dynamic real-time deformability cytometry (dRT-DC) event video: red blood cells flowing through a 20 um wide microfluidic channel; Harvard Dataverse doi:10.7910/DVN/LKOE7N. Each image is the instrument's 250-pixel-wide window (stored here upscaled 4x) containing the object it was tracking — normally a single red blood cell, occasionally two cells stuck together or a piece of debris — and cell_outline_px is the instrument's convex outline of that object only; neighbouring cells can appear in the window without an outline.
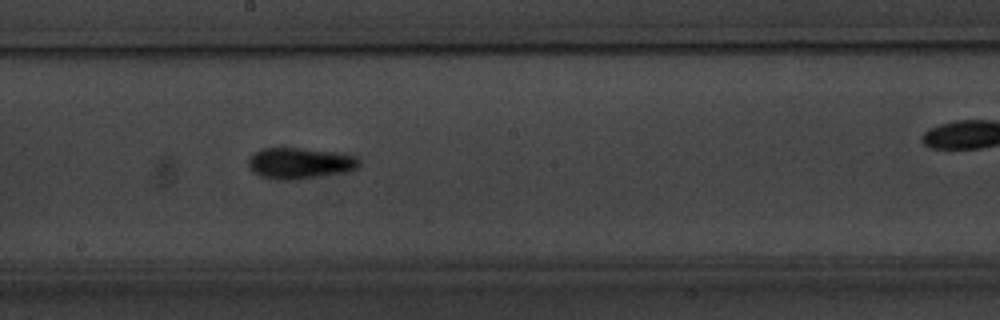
{"species": "common noctule bat (a hibernating species)", "species_latin": "Nyctalus noctula", "temperature_condition": "warm", "stored_images_in_passage": 7, "camera_frame_rate_fps": 3000, "um_per_image_px": 0.085, "animal": {"sex": "male", "body_mass_g": 20.1, "forearm_length_mm": 53.5}, "frame": {"image": 1, "passage_image": 6, "time_ms": 6.667, "image_size_px": [1000, 320], "cell_outline_px": [[360, 168], [344, 172], [296, 180], [280, 180], [260, 176], [252, 172], [248, 168], [248, 156], [260, 148], [300, 148], [340, 152], [360, 156]], "centroid_in_image_um": [25.5, 13.86], "position_along_channel_um": 222.7, "area_um2": 20.63}}